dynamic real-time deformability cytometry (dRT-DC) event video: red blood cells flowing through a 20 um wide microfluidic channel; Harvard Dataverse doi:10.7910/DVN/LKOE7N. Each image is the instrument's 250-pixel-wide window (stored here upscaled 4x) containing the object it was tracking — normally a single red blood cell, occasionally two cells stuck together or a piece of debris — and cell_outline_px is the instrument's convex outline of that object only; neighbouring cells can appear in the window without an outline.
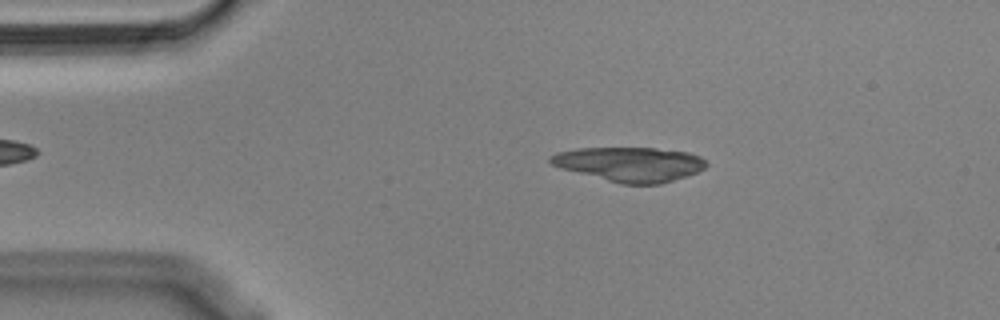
{"species": "Egyptian fruit bat (a non-hibernating species)", "species_latin": "Rousettus aegyptiacus", "temperature_condition": "cold", "stored_images_in_passage": 53, "camera_frame_rate_fps": 3000, "um_per_image_px": 0.085, "animal": {"sex": "male"}, "frame": {"image": 1, "passage_image": 9, "time_ms": 2.667, "image_size_px": [1000, 320], "cell_outline_px": [[708, 164], [704, 168], [696, 172], [660, 184], [620, 184], [564, 168], [552, 164], [548, 160], [548, 156], [556, 152], [576, 148], [656, 148], [688, 152], [700, 156]], "centroid_in_image_um": [53.53, 13.94], "position_along_channel_um": 31.5, "area_um2": 30.98}}
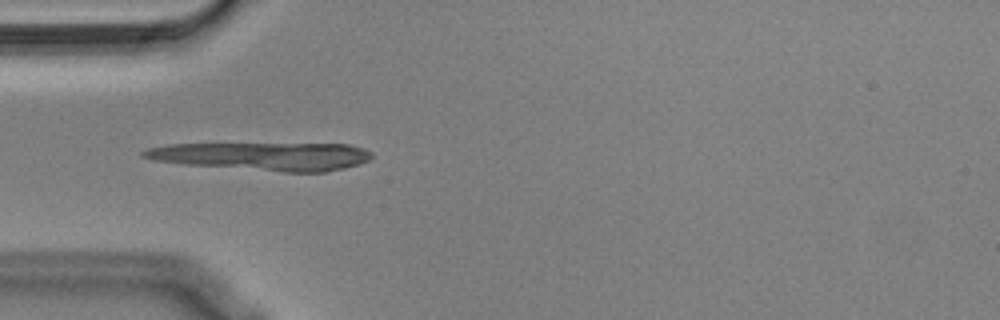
{"frame": {"image": 2, "passage_image": 15, "time_ms": 4.667, "image_size_px": [1000, 320], "cell_outline_px": [[372, 156], [368, 160], [360, 164], [344, 168], [324, 172], [284, 172], [184, 164], [156, 160], [140, 156], [140, 152], [148, 148], [168, 144], [348, 144], [364, 148], [372, 152]], "centroid_in_image_um": [22.37, 13.28], "position_along_channel_um": 62.6, "area_um2": 37.22}}